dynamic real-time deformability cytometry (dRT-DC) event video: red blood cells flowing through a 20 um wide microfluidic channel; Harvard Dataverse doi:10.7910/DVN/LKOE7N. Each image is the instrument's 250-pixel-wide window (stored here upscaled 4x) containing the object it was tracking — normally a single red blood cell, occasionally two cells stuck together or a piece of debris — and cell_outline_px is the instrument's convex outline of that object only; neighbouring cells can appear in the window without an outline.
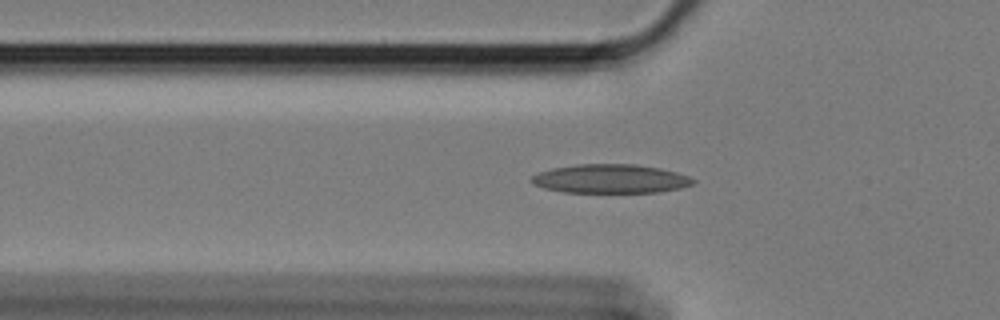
{"species": "Egyptian fruit bat (a non-hibernating species)", "species_latin": "Rousettus aegyptiacus", "temperature_condition": "cold", "stored_images_in_passage": 38, "camera_frame_rate_fps": 3000, "um_per_image_px": 0.085, "animal": {"sex": "female"}, "frame": {"image": 1, "passage_image": 8, "time_ms": 2.333, "image_size_px": [1000, 320], "cell_outline_px": [[696, 180], [692, 184], [680, 188], [660, 192], [564, 192], [544, 188], [532, 184], [528, 180], [532, 176], [540, 172], [552, 168], [576, 164], [636, 164], [660, 168], [676, 172], [688, 176]], "centroid_in_image_um": [51.87, 15.19], "position_along_channel_um": 73.9, "area_um2": 27.22}}
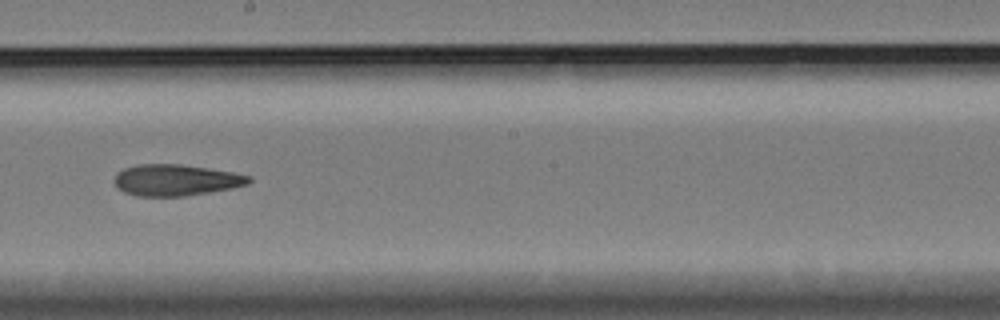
{"frame": {"image": 2, "passage_image": 22, "time_ms": 7.0, "image_size_px": [1000, 320], "cell_outline_px": [[252, 180], [248, 184], [232, 188], [184, 196], [136, 196], [124, 192], [116, 188], [116, 176], [124, 168], [140, 164], [180, 164], [232, 172], [252, 176]], "centroid_in_image_um": [14.97, 15.31], "position_along_channel_um": 233.2, "area_um2": 24.33}}
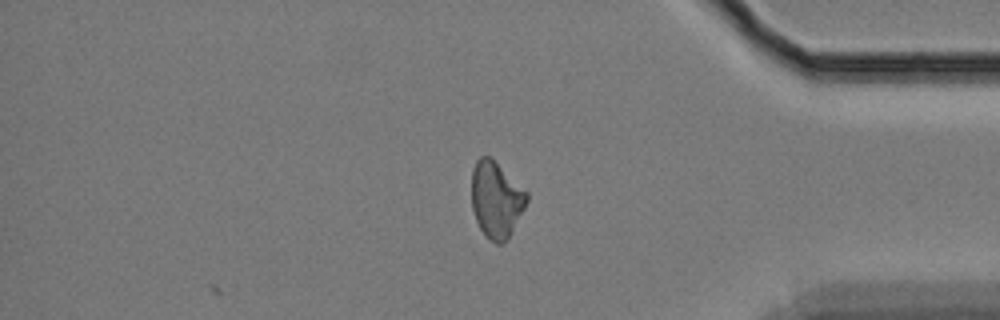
{"frame": {"image": 3, "passage_image": 38, "time_ms": 12.333, "image_size_px": [1000, 320], "cell_outline_px": [[528, 200], [508, 240], [504, 244], [496, 244], [480, 228], [476, 220], [472, 208], [472, 168], [476, 160], [480, 156], [488, 156], [528, 192]], "centroid_in_image_um": [42.18, 16.98], "position_along_channel_um": 393.0, "area_um2": 24.22}}